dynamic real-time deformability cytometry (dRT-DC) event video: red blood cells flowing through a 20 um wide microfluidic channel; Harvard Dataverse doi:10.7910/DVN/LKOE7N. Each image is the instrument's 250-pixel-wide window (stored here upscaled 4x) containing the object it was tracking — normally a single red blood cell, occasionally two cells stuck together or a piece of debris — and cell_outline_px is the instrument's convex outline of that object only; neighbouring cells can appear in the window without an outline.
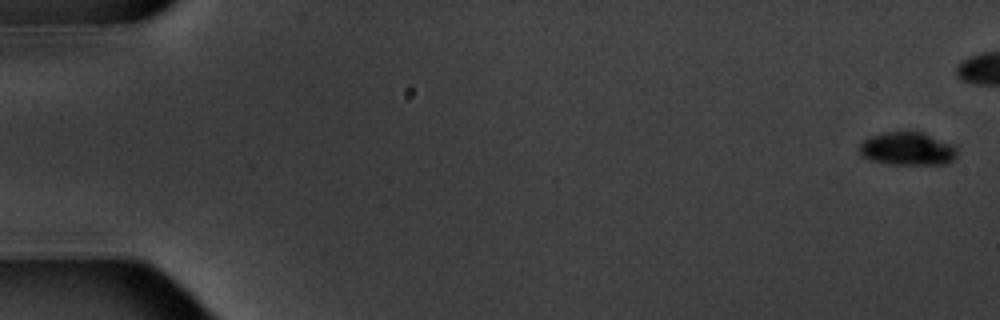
{"species": "common noctule bat (a hibernating species)", "species_latin": "Nyctalus noctula", "temperature_condition": "warm", "stored_images_in_passage": 6, "camera_frame_rate_fps": 3000, "um_per_image_px": 0.085, "animal": {"sex": "male", "body_mass_g": 20.1, "forearm_length_mm": 53.5}, "frame": {"image": 1, "passage_image": 1, "time_ms": 0.0, "image_size_px": [1000, 320], "cell_outline_px": [[956, 156], [948, 164], [888, 164], [872, 160], [864, 156], [860, 152], [860, 144], [864, 140], [872, 136], [888, 132], [924, 132], [952, 144], [956, 148]], "centroid_in_image_um": [77.17, 12.65], "position_along_channel_um": 7.8, "area_um2": 18.61}}